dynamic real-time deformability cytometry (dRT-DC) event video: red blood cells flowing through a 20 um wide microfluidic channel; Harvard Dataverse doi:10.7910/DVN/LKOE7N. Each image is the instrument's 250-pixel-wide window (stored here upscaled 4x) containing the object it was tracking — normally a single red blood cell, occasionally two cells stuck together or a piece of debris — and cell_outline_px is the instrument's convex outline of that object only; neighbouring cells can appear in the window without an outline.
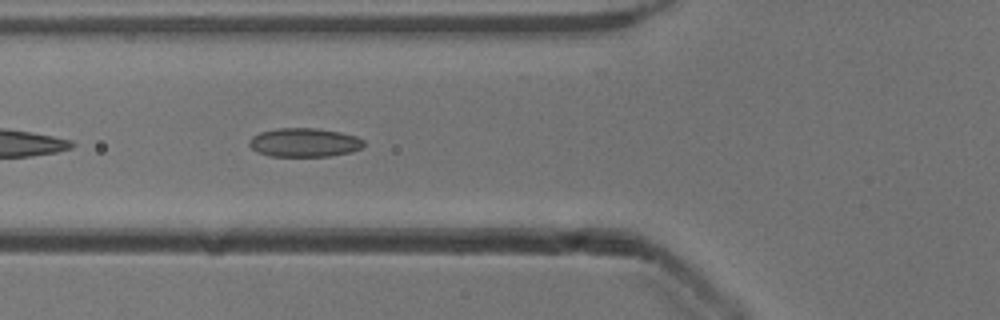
{"species": "common noctule bat (a hibernating species)", "species_latin": "Nyctalus noctula", "temperature_condition": "cold", "stored_images_in_passage": 14, "camera_frame_rate_fps": 3000, "um_per_image_px": 0.085, "animal": {"sex": "male", "body_mass_g": 13.3}, "frame": {"image": 1, "passage_image": 5, "time_ms": 1.333, "image_size_px": [1000, 320], "cell_outline_px": [[364, 144], [360, 148], [352, 152], [328, 156], [272, 156], [256, 152], [248, 144], [248, 140], [252, 136], [260, 132], [276, 128], [316, 128], [340, 132], [356, 136], [364, 140]], "centroid_in_image_um": [25.84, 12.11], "position_along_channel_um": 100.0, "area_um2": 19.31}}
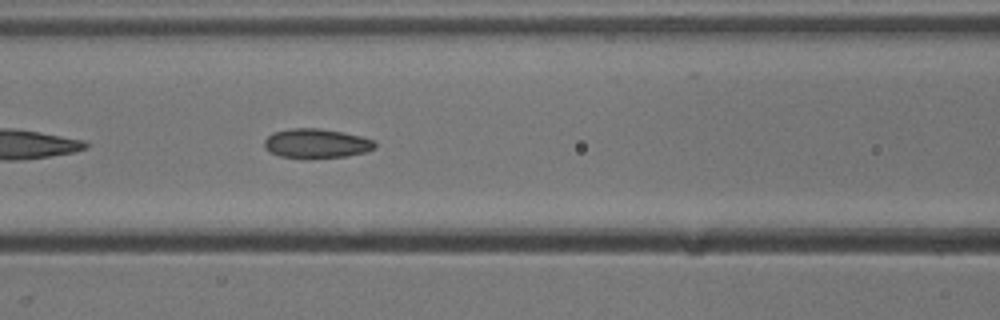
{"frame": {"image": 2, "passage_image": 8, "time_ms": 2.333, "image_size_px": [1000, 320], "cell_outline_px": [[376, 148], [364, 152], [348, 156], [280, 156], [268, 152], [264, 148], [264, 140], [272, 132], [292, 128], [320, 128], [344, 132], [376, 140]], "centroid_in_image_um": [26.9, 12.15], "position_along_channel_um": 139.7, "area_um2": 18.61}}
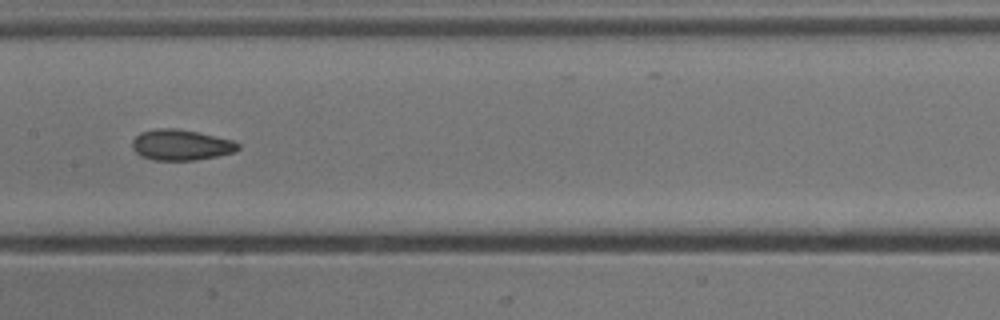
{"frame": {"image": 3, "passage_image": 12, "time_ms": 3.667, "image_size_px": [1000, 320], "cell_outline_px": [[240, 148], [236, 152], [196, 160], [152, 160], [140, 156], [132, 148], [132, 140], [140, 132], [156, 128], [176, 128], [196, 132], [232, 140], [240, 144]], "centroid_in_image_um": [15.36, 12.32], "position_along_channel_um": 192.0, "area_um2": 19.02}}